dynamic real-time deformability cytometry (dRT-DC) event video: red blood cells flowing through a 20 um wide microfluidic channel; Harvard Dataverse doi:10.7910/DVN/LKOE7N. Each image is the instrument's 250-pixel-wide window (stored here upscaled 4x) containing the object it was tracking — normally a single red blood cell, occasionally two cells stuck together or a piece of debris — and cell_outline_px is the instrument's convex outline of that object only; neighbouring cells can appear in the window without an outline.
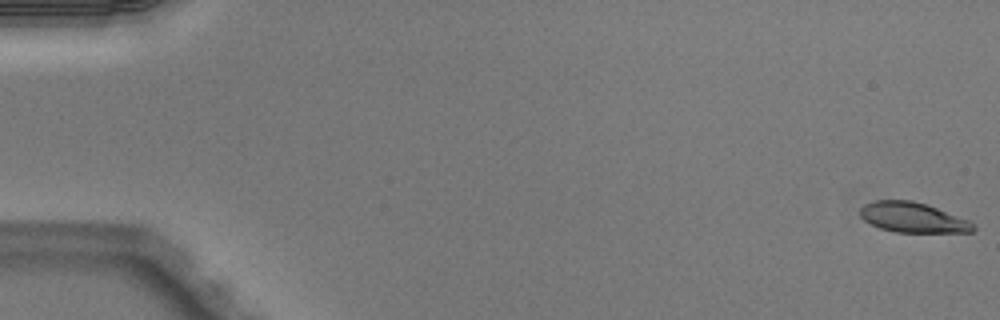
{"species": "Egyptian fruit bat (a non-hibernating species)", "species_latin": "Rousettus aegyptiacus", "temperature_condition": "warm", "stored_images_in_passage": 51, "camera_frame_rate_fps": 3000, "um_per_image_px": 0.085, "animal": {"sex": "male"}, "frame": {"image": 1, "passage_image": 1, "time_ms": 0.0, "image_size_px": [1000, 320], "cell_outline_px": [[976, 228], [972, 232], [896, 232], [880, 228], [864, 220], [860, 216], [860, 208], [864, 204], [876, 200], [912, 200], [928, 204], [968, 220]], "centroid_in_image_um": [77.57, 18.47], "position_along_channel_um": 7.4, "area_um2": 19.77}}
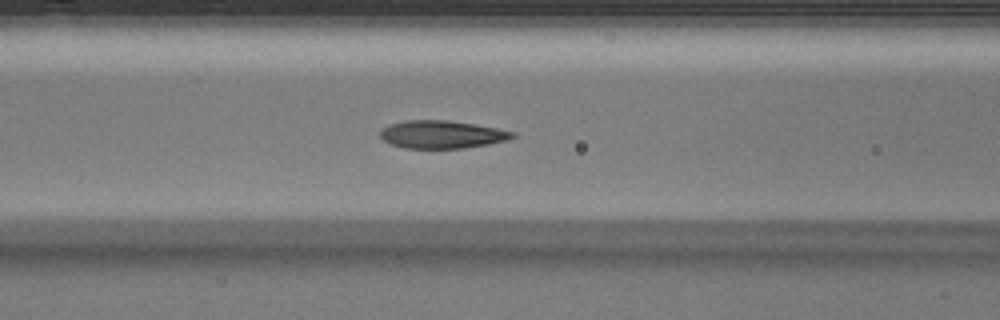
{"frame": {"image": 2, "passage_image": 22, "time_ms": 7.0, "image_size_px": [1000, 320], "cell_outline_px": [[516, 136], [508, 140], [488, 144], [464, 148], [404, 148], [388, 144], [380, 136], [380, 132], [388, 124], [404, 120], [448, 120], [476, 124], [516, 132]], "centroid_in_image_um": [37.55, 11.42], "position_along_channel_um": 129.0, "area_um2": 21.62}}
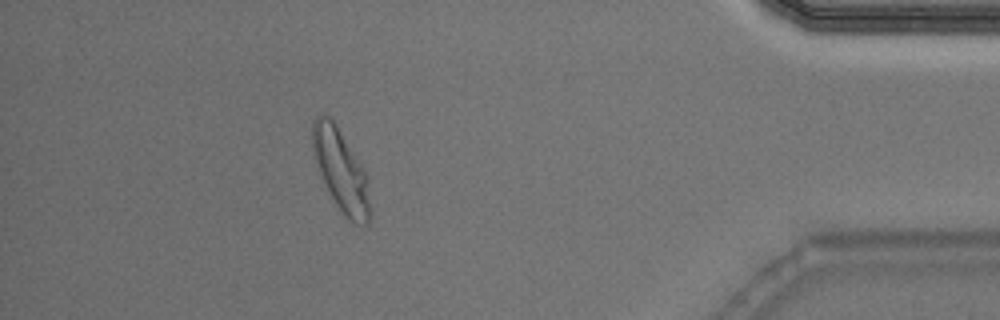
{"frame": {"image": 3, "passage_image": 46, "time_ms": 15.0, "image_size_px": [1000, 320], "cell_outline_px": [[372, 212], [368, 224], [364, 224], [348, 220], [344, 216], [336, 204], [316, 168], [312, 144], [312, 120], [320, 112], [328, 116], [336, 124], [360, 164], [364, 172], [372, 208]], "centroid_in_image_um": [28.94, 14.48], "position_along_channel_um": 406.3, "area_um2": 27.22}, "authors_computed_cell_mechanics": {"area_um2": 21.7328, "velocity_mm_per_s": 4.0204, "shape_relaxation_time_tau1_ms": 3.1039, "shape_relaxation_time_tau2_ms": 1.0335, "deformation_change_tau1": 0.1842, "deformation_change_tau2": 0.076}}